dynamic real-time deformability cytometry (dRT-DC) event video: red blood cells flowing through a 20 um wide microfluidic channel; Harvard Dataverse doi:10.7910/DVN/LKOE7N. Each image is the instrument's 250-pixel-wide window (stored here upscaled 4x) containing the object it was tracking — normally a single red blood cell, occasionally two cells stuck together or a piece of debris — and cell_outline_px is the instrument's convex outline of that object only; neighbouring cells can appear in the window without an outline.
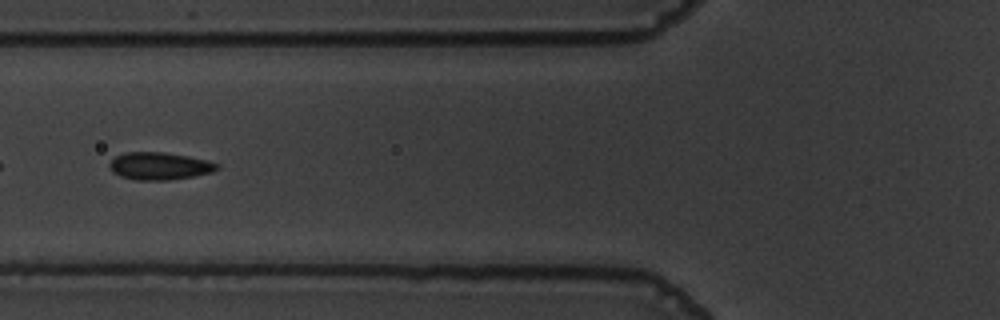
{"species": "common noctule bat (a hibernating species)", "species_latin": "Nyctalus noctula", "temperature_condition": "warm", "stored_images_in_passage": 26, "segment_of_instrument_passage": [2, 2], "camera_frame_rate_fps": 3000, "um_per_image_px": 0.085, "animal": {"sex": "male", "body_mass_g": 19.5, "forearm_length_mm": 54.6}, "frame": {"image": 1, "passage_image": 16, "time_ms": 5.0, "image_size_px": [1000, 320], "cell_outline_px": [[220, 168], [212, 172], [192, 176], [168, 180], [136, 180], [120, 176], [112, 172], [108, 164], [116, 156], [124, 152], [164, 152], [188, 156], [208, 160], [220, 164]], "centroid_in_image_um": [13.56, 14.11], "position_along_channel_um": 112.2, "area_um2": 17.28}}
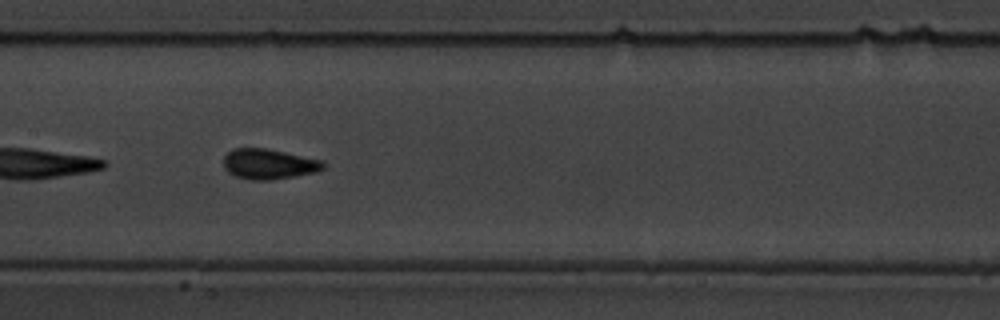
{"frame": {"image": 2, "passage_image": 22, "time_ms": 7.0, "image_size_px": [1000, 320], "cell_outline_px": [[324, 168], [312, 172], [296, 176], [272, 180], [248, 180], [236, 176], [228, 172], [224, 168], [224, 156], [232, 148], [268, 148], [324, 160]], "centroid_in_image_um": [22.83, 13.93], "position_along_channel_um": 184.6, "area_um2": 17.74}}